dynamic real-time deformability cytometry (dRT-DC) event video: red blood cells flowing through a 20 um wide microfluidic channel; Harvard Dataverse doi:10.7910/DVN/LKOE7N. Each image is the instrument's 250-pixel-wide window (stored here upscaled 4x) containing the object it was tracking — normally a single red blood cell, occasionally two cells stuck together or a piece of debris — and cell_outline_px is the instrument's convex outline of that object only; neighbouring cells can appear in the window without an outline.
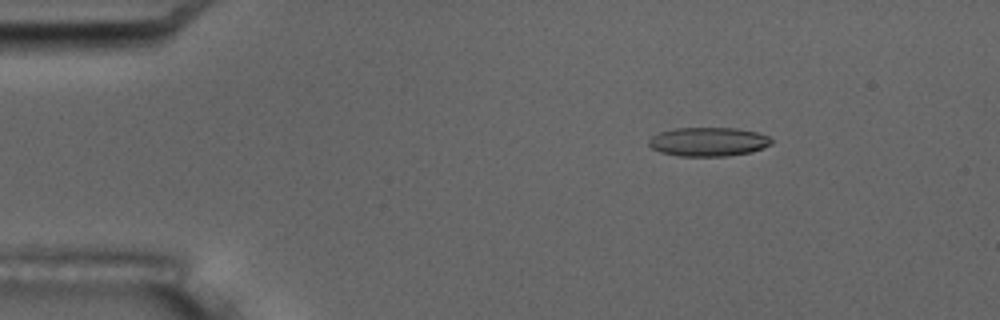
{"species": "common noctule bat (a hibernating species)", "species_latin": "Nyctalus noctula", "temperature_condition": "room temperature", "stored_images_in_passage": 5, "camera_frame_rate_fps": 3000, "um_per_image_px": 0.085, "animal": {"sex": "male", "body_mass_g": 17.5, "forearm_length_mm": 52.3}, "frame": {"image": 1, "passage_image": 2, "time_ms": 2.0, "image_size_px": [1000, 320], "cell_outline_px": [[772, 144], [752, 152], [728, 156], [676, 156], [660, 152], [652, 148], [648, 144], [648, 140], [652, 136], [660, 132], [672, 128], [736, 128], [756, 132], [768, 136], [772, 140]], "centroid_in_image_um": [60.19, 12.05], "position_along_channel_um": 24.8, "area_um2": 20.81}}
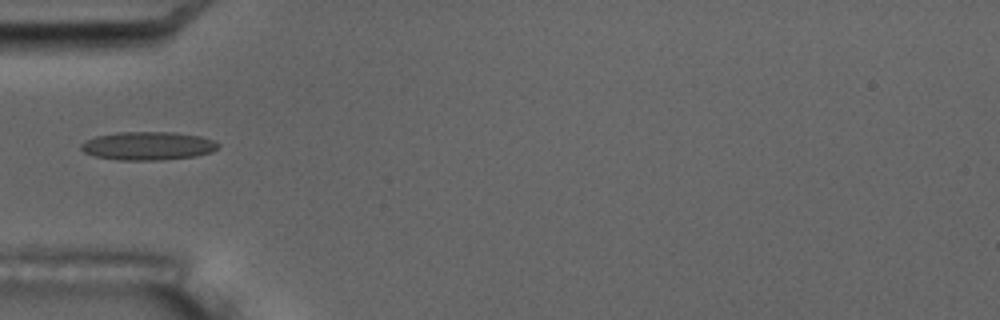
{"frame": {"image": 2, "passage_image": 5, "time_ms": 5.333, "image_size_px": [1000, 320], "cell_outline_px": [[220, 144], [212, 152], [196, 156], [160, 160], [116, 160], [96, 156], [84, 152], [80, 148], [80, 144], [84, 140], [96, 136], [116, 132], [176, 132], [200, 136], [212, 140]], "centroid_in_image_um": [12.55, 12.39], "position_along_channel_um": 72.5, "area_um2": 22.77}}